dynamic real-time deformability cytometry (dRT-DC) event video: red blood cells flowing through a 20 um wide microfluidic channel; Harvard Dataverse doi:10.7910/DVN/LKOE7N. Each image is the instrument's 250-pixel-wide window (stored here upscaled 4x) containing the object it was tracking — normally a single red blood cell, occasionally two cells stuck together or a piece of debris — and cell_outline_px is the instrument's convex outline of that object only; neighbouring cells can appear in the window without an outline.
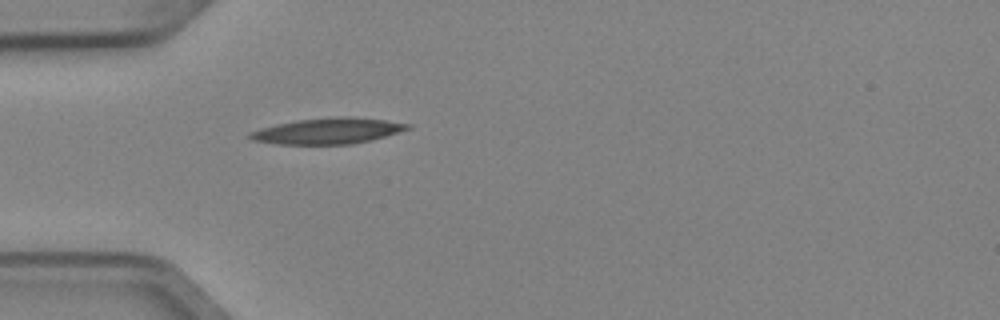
{"species": "Egyptian fruit bat (a non-hibernating species)", "species_latin": "Rousettus aegyptiacus", "temperature_condition": "cold", "stored_images_in_passage": 1, "camera_frame_rate_fps": 3000, "um_per_image_px": 0.085, "animal": {"sex": "female"}, "frame": {"image": 1, "passage_image": 1, "time_ms": 0.0, "image_size_px": [1000, 320], "cell_outline_px": [[412, 128], [372, 140], [352, 144], [280, 144], [252, 140], [248, 136], [248, 132], [260, 128], [276, 124], [296, 120], [336, 116], [348, 116], [384, 120], [412, 124]], "centroid_in_image_um": [27.87, 11.12], "position_along_channel_um": 57.1, "area_um2": 23.87}}